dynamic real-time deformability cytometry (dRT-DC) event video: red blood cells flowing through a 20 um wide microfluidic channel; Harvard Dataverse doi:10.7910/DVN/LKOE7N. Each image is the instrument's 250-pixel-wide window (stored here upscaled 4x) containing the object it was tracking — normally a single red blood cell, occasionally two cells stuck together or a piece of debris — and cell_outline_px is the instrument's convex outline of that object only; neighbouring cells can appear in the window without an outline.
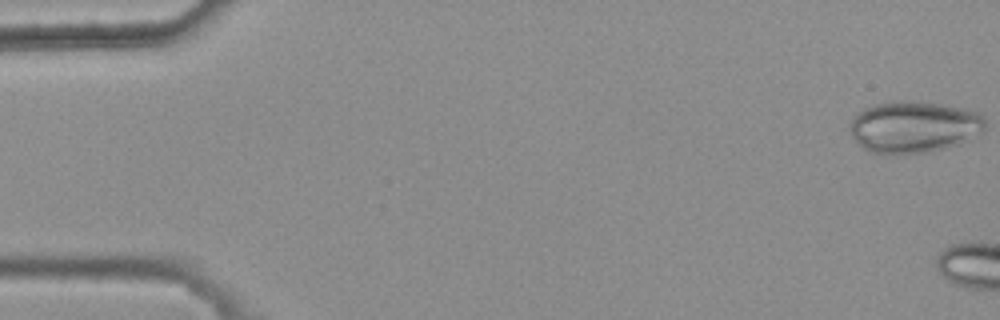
{"species": "common noctule bat (a hibernating species)", "species_latin": "Nyctalus noctula", "temperature_condition": "warm", "stored_images_in_passage": 6, "camera_frame_rate_fps": 3000, "um_per_image_px": 0.085, "animal": {"sex": "female", "body_mass_g": 25.1}, "frame": {"image": 1, "passage_image": 1, "time_ms": 0.0, "image_size_px": [1000, 320], "cell_outline_px": [[984, 128], [972, 140], [960, 144], [928, 152], [868, 152], [852, 136], [848, 128], [856, 112], [872, 104], [900, 100], [916, 100], [968, 108], [980, 112], [984, 116]], "centroid_in_image_um": [77.71, 10.74], "position_along_channel_um": 7.3, "area_um2": 40.98}}